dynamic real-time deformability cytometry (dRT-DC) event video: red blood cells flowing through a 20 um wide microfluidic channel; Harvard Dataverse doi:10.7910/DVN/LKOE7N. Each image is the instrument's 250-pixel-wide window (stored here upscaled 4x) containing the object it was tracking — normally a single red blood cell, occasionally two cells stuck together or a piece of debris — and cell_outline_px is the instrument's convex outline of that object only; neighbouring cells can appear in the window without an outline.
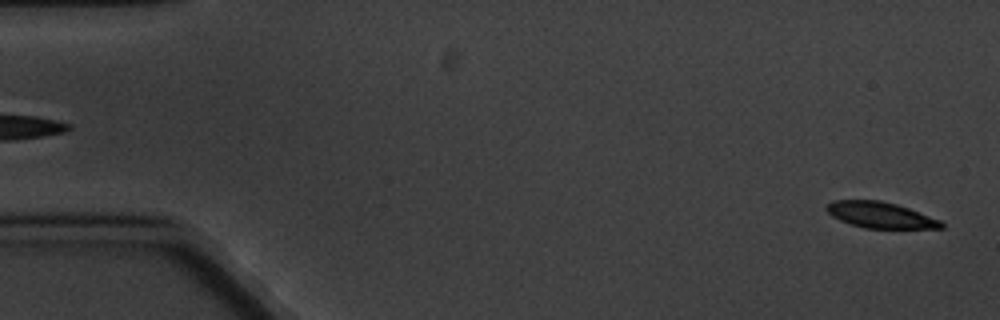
{"species": "common noctule bat (a hibernating species)", "species_latin": "Nyctalus noctula", "temperature_condition": "cold", "stored_images_in_passage": 4, "segment_of_instrument_passage": [2, 2], "camera_frame_rate_fps": 3000, "um_per_image_px": 0.085, "animal": {"sex": "male", "body_mass_g": 20.1, "forearm_length_mm": 53.5}, "frame": {"image": 1, "passage_image": 4, "time_ms": 3.667, "image_size_px": [1000, 320], "cell_outline_px": [[944, 228], [864, 228], [840, 220], [832, 216], [824, 208], [832, 200], [880, 200], [896, 204], [908, 208], [940, 220], [944, 224]], "centroid_in_image_um": [74.81, 18.27], "position_along_channel_um": 10.2, "area_um2": 17.22}}